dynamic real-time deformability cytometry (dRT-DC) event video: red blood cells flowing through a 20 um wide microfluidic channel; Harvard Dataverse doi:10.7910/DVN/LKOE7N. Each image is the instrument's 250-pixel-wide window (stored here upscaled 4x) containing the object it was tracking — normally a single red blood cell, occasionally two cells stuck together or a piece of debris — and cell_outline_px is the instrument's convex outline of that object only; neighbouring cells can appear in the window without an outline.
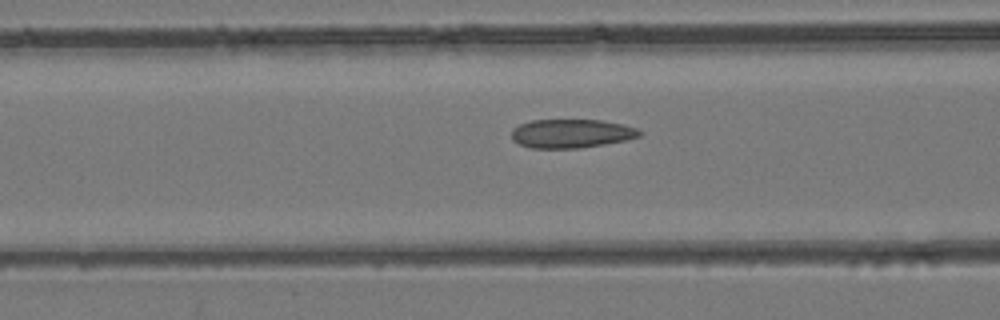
{"species": "common noctule bat (a hibernating species)", "species_latin": "Nyctalus noctula", "temperature_condition": "room temperature", "stored_images_in_passage": 6, "camera_frame_rate_fps": 3000, "um_per_image_px": 0.085, "animal": {"sex": "female", "body_mass_g": 24.6, "forearm_length_mm": 56.2}, "frame": {"image": 1, "passage_image": 4, "time_ms": 3.667, "image_size_px": [1000, 320], "cell_outline_px": [[644, 132], [640, 136], [628, 140], [580, 148], [528, 148], [512, 140], [512, 128], [520, 124], [532, 120], [600, 120], [624, 124], [636, 128]], "centroid_in_image_um": [48.58, 11.35], "position_along_channel_um": 118.0, "area_um2": 21.62}}